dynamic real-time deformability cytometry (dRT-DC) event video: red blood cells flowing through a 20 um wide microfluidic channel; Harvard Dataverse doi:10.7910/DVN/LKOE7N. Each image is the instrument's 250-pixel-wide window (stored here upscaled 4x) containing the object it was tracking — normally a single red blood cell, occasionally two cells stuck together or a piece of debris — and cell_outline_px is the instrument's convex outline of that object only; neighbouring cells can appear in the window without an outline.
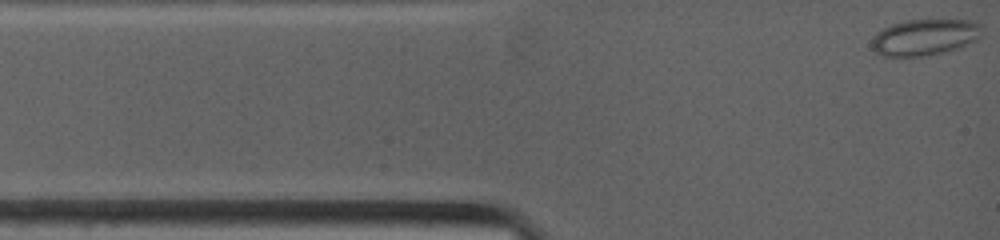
{"species": "common noctule bat (a hibernating species)", "species_latin": "Nyctalus noctula", "temperature_condition": "warm", "stored_images_in_passage": 4, "camera_frame_rate_fps": 4500, "um_per_image_px": 0.085, "animal": {"sex": "female", "body_mass_g": 19.0, "forearm_length_mm": 53.3}, "frame": {"image": 1, "passage_image": 1, "time_ms": 0.0, "image_size_px": [1000, 240], "cell_outline_px": [[980, 36], [976, 40], [960, 48], [944, 52], [924, 56], [884, 56], [872, 52], [872, 40], [876, 32], [892, 24], [904, 20], [972, 20], [980, 24]], "centroid_in_image_um": [78.58, 3.17], "position_along_channel_um": 6.4, "area_um2": 23.35}}